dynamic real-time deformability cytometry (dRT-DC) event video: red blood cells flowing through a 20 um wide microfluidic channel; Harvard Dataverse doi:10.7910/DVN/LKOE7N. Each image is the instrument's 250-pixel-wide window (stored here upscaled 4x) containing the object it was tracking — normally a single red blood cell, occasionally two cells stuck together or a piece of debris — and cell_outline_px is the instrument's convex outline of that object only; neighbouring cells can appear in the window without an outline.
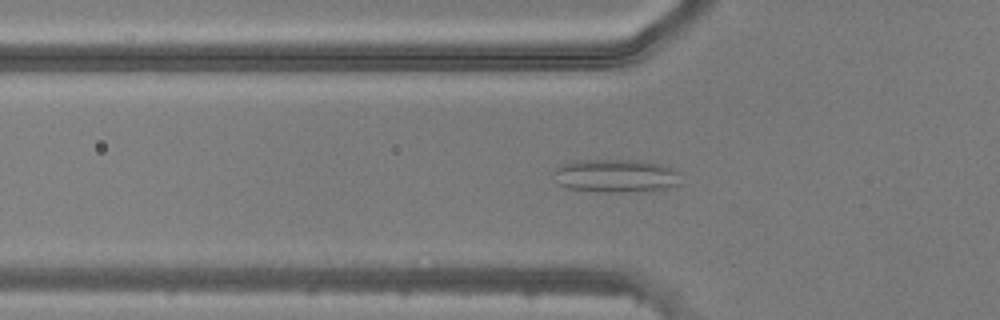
{"species": "common noctule bat (a hibernating species)", "species_latin": "Nyctalus noctula", "temperature_condition": "warm", "stored_images_in_passage": 49, "camera_frame_rate_fps": 3000, "um_per_image_px": 0.085, "animal": {"sex": "male", "body_mass_g": 20.5, "forearm_length_mm": 52.5}, "frame": {"image": 1, "passage_image": 17, "time_ms": 5.333, "image_size_px": [1000, 320], "cell_outline_px": [[680, 184], [664, 188], [620, 192], [604, 192], [568, 188], [556, 184], [552, 172], [560, 164], [572, 160], [636, 160], [660, 164], [680, 172]], "centroid_in_image_um": [52.26, 14.93], "position_along_channel_um": 73.5, "area_um2": 24.68}}
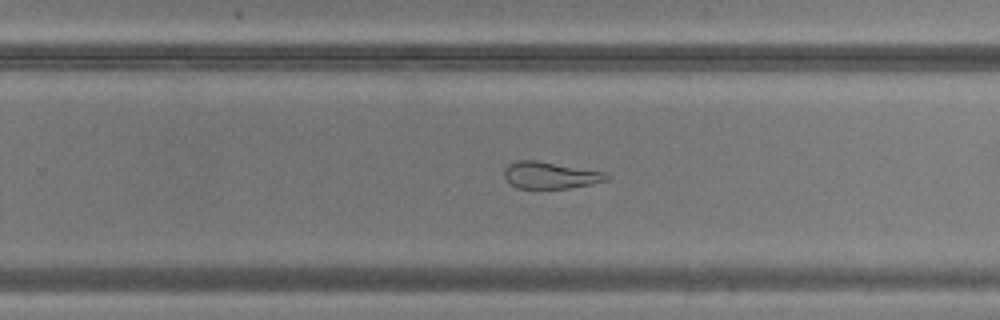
{"frame": {"image": 2, "passage_image": 32, "time_ms": 10.333, "image_size_px": [1000, 320], "cell_outline_px": [[612, 176], [608, 180], [592, 184], [568, 188], [516, 188], [504, 176], [504, 168], [508, 164], [516, 160], [536, 160], [604, 172]], "centroid_in_image_um": [46.78, 14.89], "position_along_channel_um": 283.0, "area_um2": 15.95}}
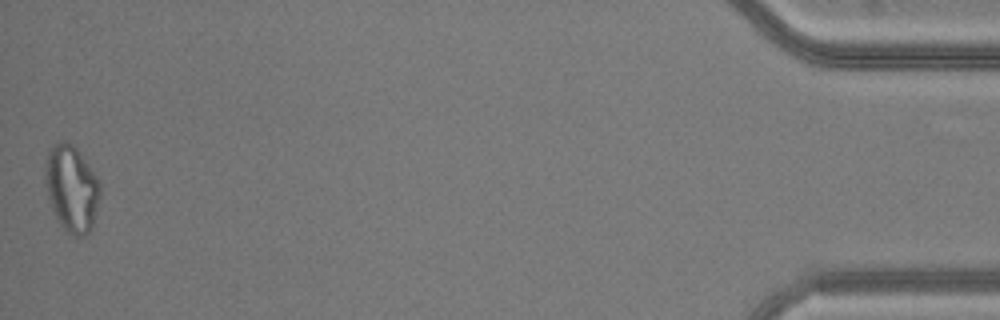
{"frame": {"image": 3, "passage_image": 49, "time_ms": 16.0, "image_size_px": [1000, 320], "cell_outline_px": [[100, 196], [92, 224], [88, 232], [84, 236], [72, 236], [60, 224], [48, 200], [44, 180], [44, 172], [48, 152], [60, 140], [64, 140], [72, 144], [76, 148], [100, 180]], "centroid_in_image_um": [6.08, 16.01], "position_along_channel_um": 429.1, "area_um2": 27.51}}